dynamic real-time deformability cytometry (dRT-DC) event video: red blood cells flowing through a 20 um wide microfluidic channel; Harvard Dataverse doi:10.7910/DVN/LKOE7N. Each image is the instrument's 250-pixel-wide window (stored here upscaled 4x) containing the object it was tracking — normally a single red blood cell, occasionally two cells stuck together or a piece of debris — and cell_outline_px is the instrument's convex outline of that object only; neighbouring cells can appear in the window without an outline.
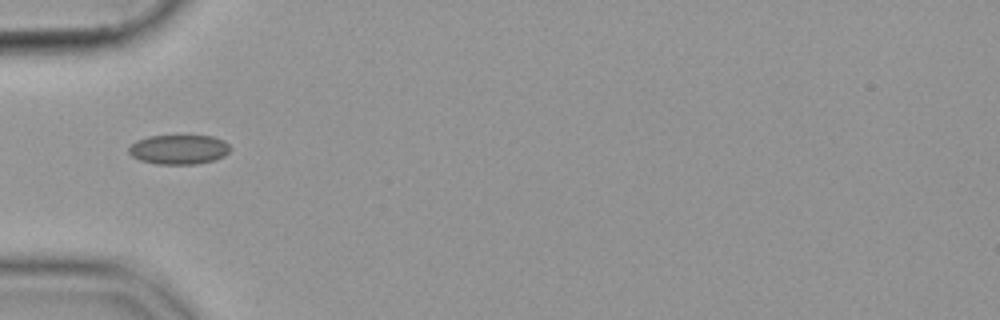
{"species": "common noctule bat (a hibernating species)", "species_latin": "Nyctalus noctula", "temperature_condition": "cold", "stored_images_in_passage": 37, "camera_frame_rate_fps": 3000, "um_per_image_px": 0.085, "animal": {"sex": "female", "body_mass_g": 19.9}, "frame": {"image": 1, "passage_image": 1, "time_ms": 0.0, "image_size_px": [1000, 320], "cell_outline_px": [[232, 148], [224, 156], [216, 160], [196, 164], [156, 164], [140, 160], [132, 156], [128, 152], [128, 148], [136, 140], [148, 136], [212, 136], [224, 140]], "centroid_in_image_um": [15.21, 12.71], "position_along_channel_um": 69.8, "area_um2": 17.57}}
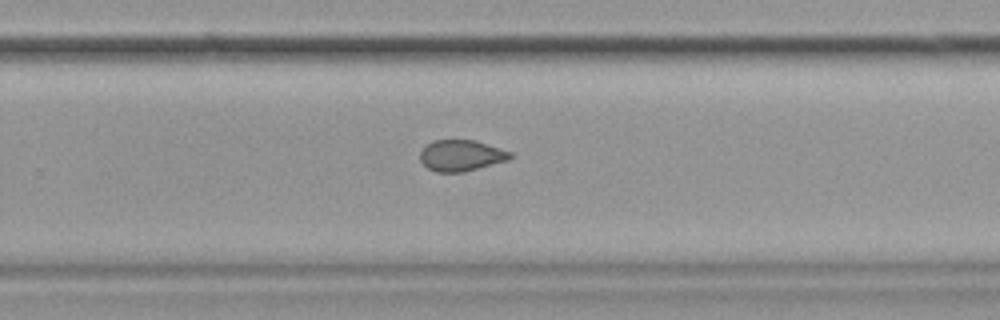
{"frame": {"image": 2, "passage_image": 19, "time_ms": 6.0, "image_size_px": [1000, 320], "cell_outline_px": [[512, 156], [508, 160], [464, 172], [436, 172], [428, 168], [420, 160], [420, 152], [432, 140], [476, 140], [512, 152]], "centroid_in_image_um": [39.21, 13.21], "position_along_channel_um": 290.6, "area_um2": 16.3}}
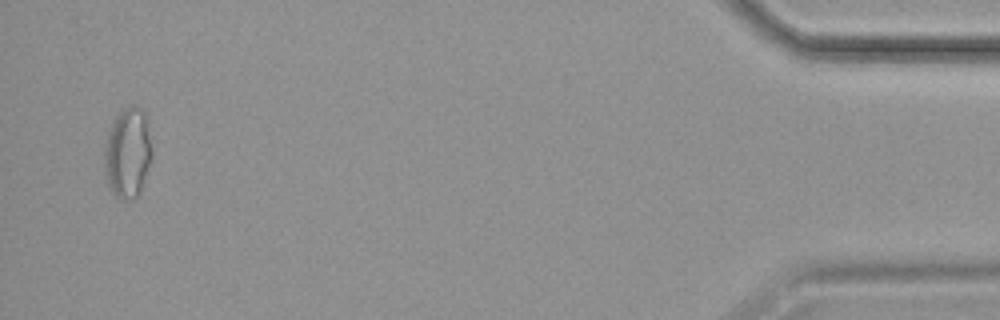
{"frame": {"image": 3, "passage_image": 36, "time_ms": 11.667, "image_size_px": [1000, 320], "cell_outline_px": [[152, 160], [140, 192], [132, 200], [128, 200], [116, 196], [112, 192], [108, 184], [104, 172], [104, 144], [108, 132], [116, 116], [124, 108], [136, 104], [148, 116], [152, 148]], "centroid_in_image_um": [10.88, 12.97], "position_along_channel_um": 424.3, "area_um2": 25.55}}